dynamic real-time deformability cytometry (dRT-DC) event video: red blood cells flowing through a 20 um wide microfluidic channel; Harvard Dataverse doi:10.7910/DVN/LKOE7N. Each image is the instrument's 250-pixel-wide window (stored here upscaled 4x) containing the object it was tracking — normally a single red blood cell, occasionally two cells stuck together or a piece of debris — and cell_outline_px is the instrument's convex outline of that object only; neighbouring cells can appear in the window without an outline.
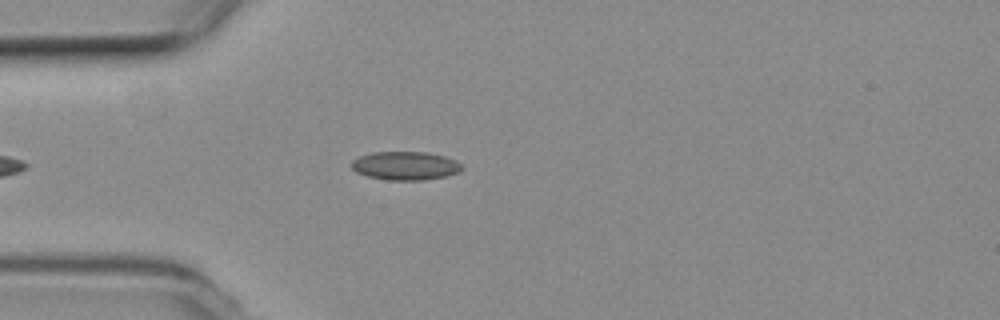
{"species": "common noctule bat (a hibernating species)", "species_latin": "Nyctalus noctula", "temperature_condition": "room temperature", "stored_images_in_passage": 28, "camera_frame_rate_fps": 3000, "um_per_image_px": 0.085, "animal": {"sex": "female", "body_mass_g": 19.3, "forearm_length_mm": 54.1}, "frame": {"image": 1, "passage_image": 4, "time_ms": 1.0, "image_size_px": [1000, 320], "cell_outline_px": [[464, 168], [460, 172], [444, 176], [424, 180], [388, 180], [368, 176], [356, 172], [352, 168], [352, 160], [360, 156], [372, 152], [424, 152], [444, 156], [456, 160]], "centroid_in_image_um": [34.46, 14.09], "position_along_channel_um": 50.5, "area_um2": 18.26}}
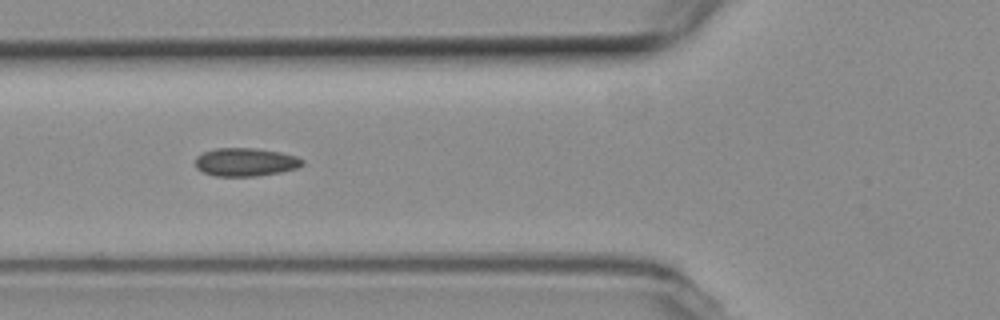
{"frame": {"image": 2, "passage_image": 9, "time_ms": 2.667, "image_size_px": [1000, 320], "cell_outline_px": [[304, 164], [296, 168], [280, 172], [252, 176], [216, 176], [204, 172], [196, 168], [196, 156], [204, 152], [216, 148], [256, 148], [280, 152], [296, 156], [304, 160]], "centroid_in_image_um": [20.87, 13.77], "position_along_channel_um": 104.9, "area_um2": 17.51}}
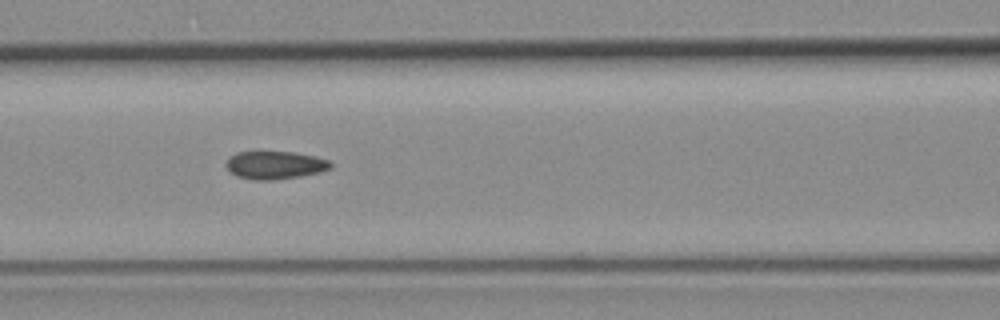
{"frame": {"image": 3, "passage_image": 12, "time_ms": 3.667, "image_size_px": [1000, 320], "cell_outline_px": [[332, 168], [320, 172], [300, 176], [272, 180], [252, 180], [236, 176], [224, 164], [236, 152], [292, 152], [316, 156], [328, 160], [332, 164]], "centroid_in_image_um": [23.39, 14.04], "position_along_channel_um": 143.2, "area_um2": 16.94}}